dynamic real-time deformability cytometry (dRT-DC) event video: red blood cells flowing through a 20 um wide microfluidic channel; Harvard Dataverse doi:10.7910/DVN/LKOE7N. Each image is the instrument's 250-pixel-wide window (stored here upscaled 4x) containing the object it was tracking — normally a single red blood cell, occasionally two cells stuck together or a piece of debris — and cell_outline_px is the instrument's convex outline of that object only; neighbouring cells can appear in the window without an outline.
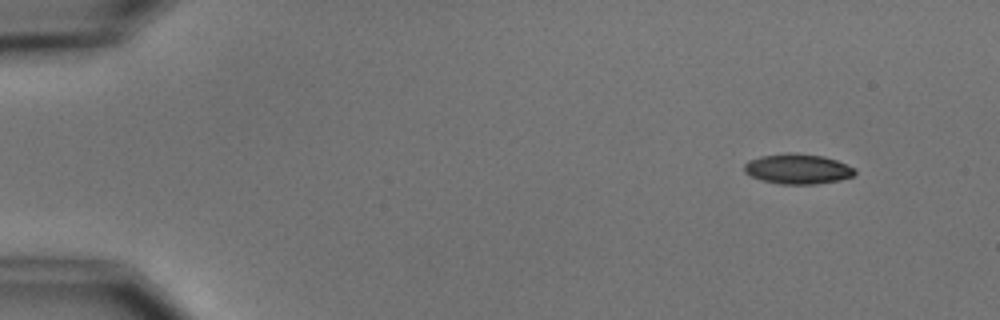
{"species": "common noctule bat (a hibernating species)", "species_latin": "Nyctalus noctula", "temperature_condition": "cold", "stored_images_in_passage": 5, "segment_of_instrument_passage": [1, 2], "camera_frame_rate_fps": 3000, "um_per_image_px": 0.085, "animal": {"sex": "male", "body_mass_g": 15.6}, "frame": {"image": 1, "passage_image": 2, "time_ms": 1.0, "image_size_px": [1000, 320], "cell_outline_px": [[856, 172], [852, 176], [840, 180], [816, 184], [780, 184], [764, 180], [752, 176], [744, 172], [744, 164], [748, 160], [760, 156], [788, 152], [792, 152], [824, 156], [836, 160], [856, 168]], "centroid_in_image_um": [67.81, 14.34], "position_along_channel_um": 17.2, "area_um2": 19.48}}
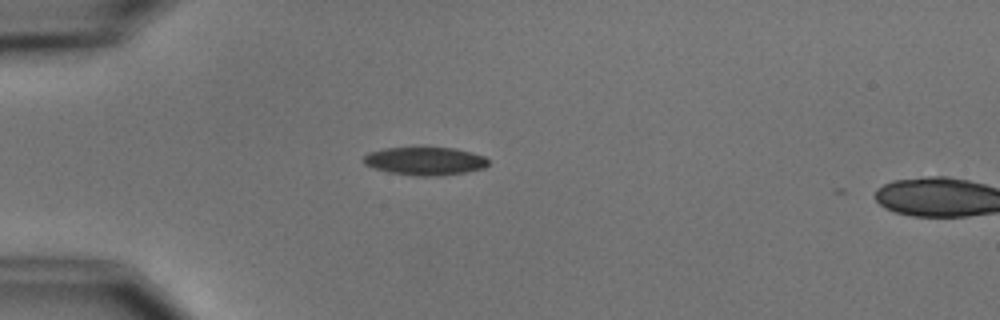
{"frame": {"image": 2, "passage_image": 4, "time_ms": 4.333, "image_size_px": [1000, 320], "cell_outline_px": [[488, 164], [484, 168], [468, 172], [440, 176], [412, 176], [388, 172], [372, 168], [364, 164], [364, 156], [368, 152], [384, 148], [456, 148], [484, 156], [488, 160]], "centroid_in_image_um": [36.11, 13.7], "position_along_channel_um": 48.9, "area_um2": 20.58}}